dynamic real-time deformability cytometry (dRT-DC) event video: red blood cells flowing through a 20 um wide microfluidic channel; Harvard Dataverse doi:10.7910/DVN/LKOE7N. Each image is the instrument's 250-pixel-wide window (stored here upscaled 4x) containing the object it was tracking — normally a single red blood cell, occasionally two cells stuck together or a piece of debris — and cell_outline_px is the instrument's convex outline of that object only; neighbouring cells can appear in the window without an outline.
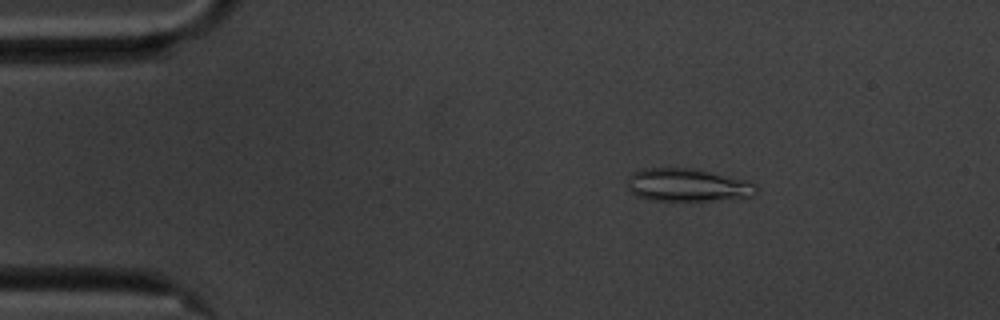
{"species": "common noctule bat (a hibernating species)", "species_latin": "Nyctalus noctula", "temperature_condition": "cold", "stored_images_in_passage": 56, "camera_frame_rate_fps": 3000, "um_per_image_px": 0.085, "animal": {"sex": "male", "body_mass_g": 20.1, "forearm_length_mm": 53.5}, "frame": {"image": 1, "passage_image": 9, "time_ms": 2.667, "image_size_px": [1000, 320], "cell_outline_px": [[760, 188], [752, 196], [712, 200], [652, 200], [636, 196], [628, 188], [628, 176], [632, 172], [644, 168], [692, 168], [744, 180], [756, 184]], "centroid_in_image_um": [58.41, 15.72], "position_along_channel_um": 26.6, "area_um2": 24.45}}
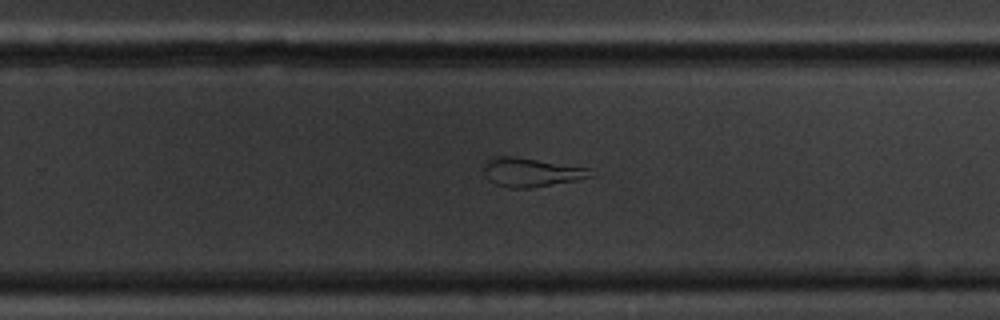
{"frame": {"image": 2, "passage_image": 36, "time_ms": 11.667, "image_size_px": [1000, 320], "cell_outline_px": [[592, 176], [576, 180], [532, 188], [508, 188], [496, 184], [488, 180], [484, 172], [484, 164], [492, 156], [516, 156], [588, 168]], "centroid_in_image_um": [45.08, 14.64], "position_along_channel_um": 284.7, "area_um2": 17.86}}
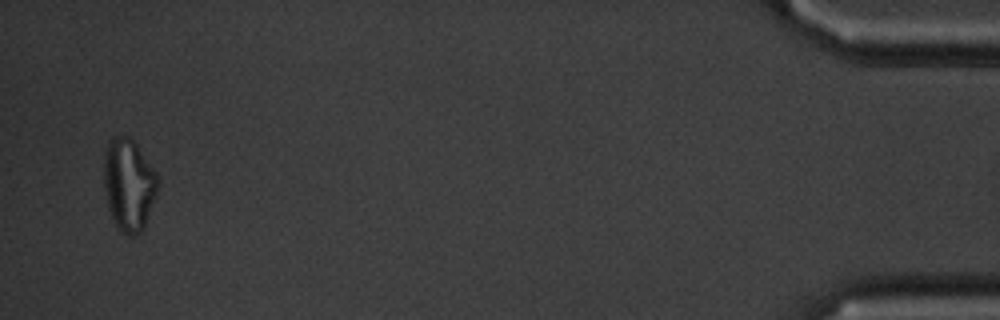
{"frame": {"image": 3, "passage_image": 55, "time_ms": 18.0, "image_size_px": [1000, 320], "cell_outline_px": [[160, 184], [156, 196], [144, 228], [136, 236], [128, 236], [116, 228], [108, 208], [104, 188], [104, 156], [108, 144], [112, 136], [128, 136], [136, 144], [156, 172], [160, 180]], "centroid_in_image_um": [10.96, 15.73], "position_along_channel_um": 424.2, "area_um2": 29.25}, "authors_computed_cell_mechanics": {"area_um2": 23.3512, "velocity_mm_per_s": 3.5261, "shape_relaxation_time_tau1_ms": null, "shape_relaxation_time_tau2_ms": 2.369, "deformation_change_tau1": null, "deformation_change_tau2": 0.114}}